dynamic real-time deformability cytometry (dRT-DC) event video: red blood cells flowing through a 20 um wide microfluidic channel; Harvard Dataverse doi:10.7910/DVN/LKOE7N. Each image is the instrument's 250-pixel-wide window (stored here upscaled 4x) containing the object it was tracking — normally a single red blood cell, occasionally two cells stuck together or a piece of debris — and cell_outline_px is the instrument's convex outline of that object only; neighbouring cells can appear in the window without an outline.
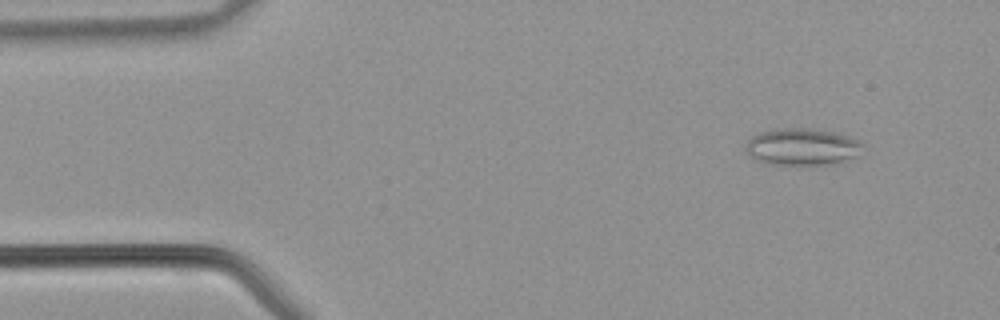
{"species": "common noctule bat (a hibernating species)", "species_latin": "Nyctalus noctula", "temperature_condition": "warm", "stored_images_in_passage": 41, "camera_frame_rate_fps": 3000, "um_per_image_px": 0.085, "animal": {"sex": "male", "body_mass_g": 21.5, "forearm_length_mm": 52.0}, "frame": {"image": 1, "passage_image": 4, "time_ms": 1.0, "image_size_px": [1000, 320], "cell_outline_px": [[864, 144], [856, 156], [840, 164], [772, 164], [756, 160], [748, 156], [744, 152], [744, 140], [760, 132], [780, 128], [808, 128], [840, 132], [860, 140]], "centroid_in_image_um": [68.17, 12.47], "position_along_channel_um": 16.8, "area_um2": 25.84}}
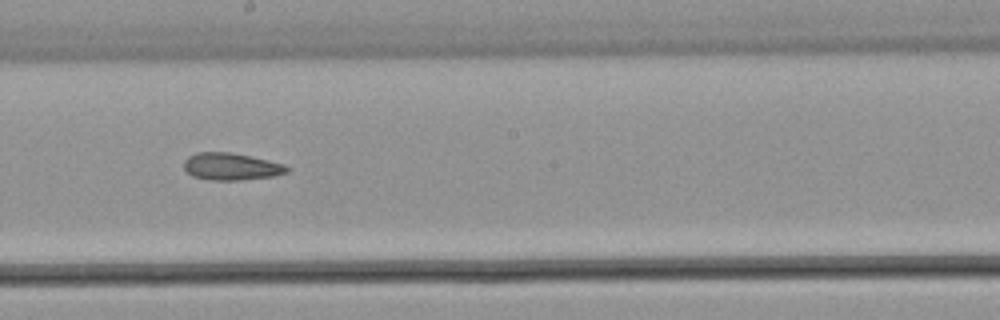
{"frame": {"image": 2, "passage_image": 22, "time_ms": 7.0, "image_size_px": [1000, 320], "cell_outline_px": [[288, 172], [272, 176], [240, 180], [212, 180], [192, 176], [184, 168], [184, 160], [188, 156], [196, 152], [232, 152], [268, 160], [284, 164], [288, 168]], "centroid_in_image_um": [19.62, 14.15], "position_along_channel_um": 228.6, "area_um2": 16.24}}
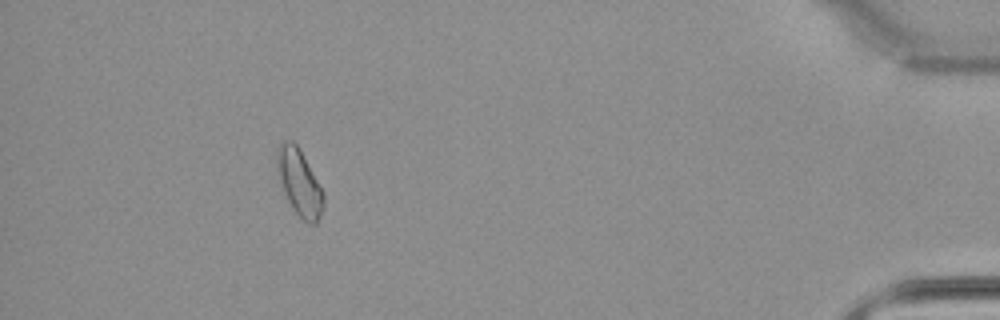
{"frame": {"image": 3, "passage_image": 37, "time_ms": 12.0, "image_size_px": [1000, 320], "cell_outline_px": [[324, 208], [316, 224], [308, 224], [300, 220], [288, 200], [284, 192], [280, 180], [276, 164], [276, 148], [280, 140], [292, 140], [300, 148], [324, 192]], "centroid_in_image_um": [25.45, 15.5], "position_along_channel_um": 409.8, "area_um2": 18.38}}